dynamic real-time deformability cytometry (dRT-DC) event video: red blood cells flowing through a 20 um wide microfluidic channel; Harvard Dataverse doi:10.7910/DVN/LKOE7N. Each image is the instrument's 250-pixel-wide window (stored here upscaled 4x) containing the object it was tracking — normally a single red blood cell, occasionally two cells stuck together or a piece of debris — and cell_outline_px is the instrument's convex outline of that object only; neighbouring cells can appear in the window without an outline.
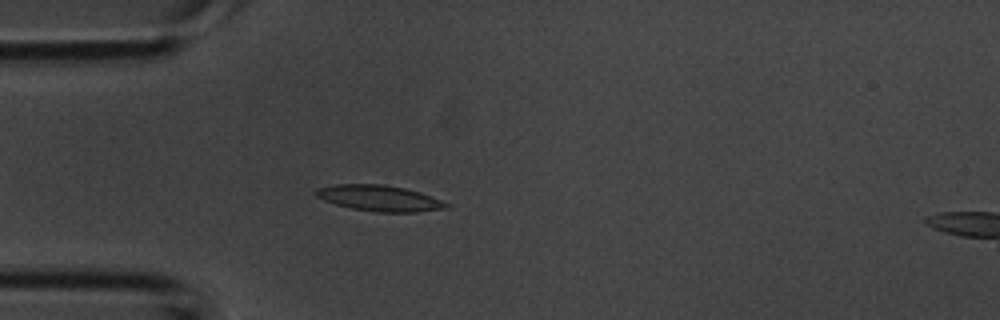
{"species": "common noctule bat (a hibernating species)", "species_latin": "Nyctalus noctula", "temperature_condition": "room temperature", "stored_images_in_passage": 42, "camera_frame_rate_fps": 3000, "um_per_image_px": 0.085, "animal": {"sex": "male", "body_mass_g": 20.1, "forearm_length_mm": 53.5}, "frame": {"image": 1, "passage_image": 11, "time_ms": 3.333, "image_size_px": [1000, 320], "cell_outline_px": [[452, 208], [416, 212], [376, 212], [352, 208], [336, 204], [324, 200], [316, 196], [312, 192], [316, 188], [336, 184], [384, 184], [404, 188], [420, 192], [452, 204]], "centroid_in_image_um": [32.28, 16.85], "position_along_channel_um": 52.7, "area_um2": 19.88}}
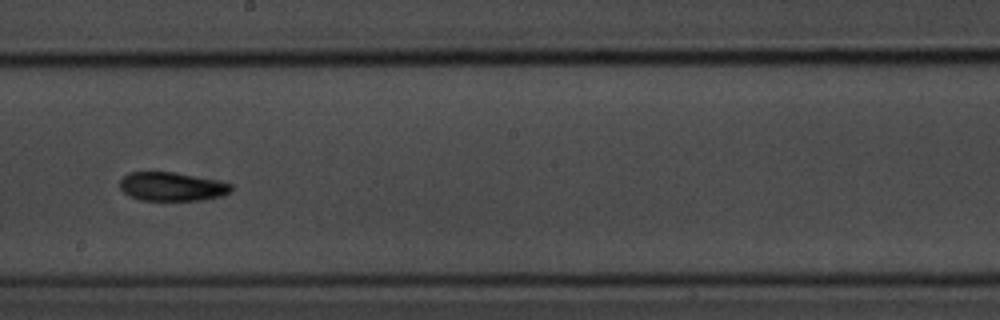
{"frame": {"image": 2, "passage_image": 23, "time_ms": 7.333, "image_size_px": [1000, 320], "cell_outline_px": [[232, 192], [220, 196], [196, 200], [140, 200], [128, 196], [120, 188], [120, 180], [128, 172], [176, 172], [232, 184]], "centroid_in_image_um": [14.57, 15.86], "position_along_channel_um": 233.6, "area_um2": 18.5}}
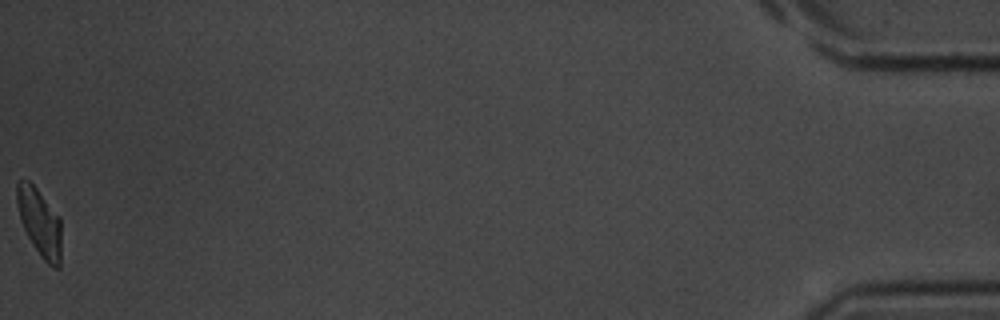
{"frame": {"image": 3, "passage_image": 42, "time_ms": 13.667, "image_size_px": [1000, 320], "cell_outline_px": [[60, 268], [52, 268], [40, 256], [32, 244], [20, 220], [16, 204], [16, 184], [20, 180], [28, 180], [36, 188], [60, 216]], "centroid_in_image_um": [3.36, 18.9], "position_along_channel_um": 431.8, "area_um2": 17.57}}